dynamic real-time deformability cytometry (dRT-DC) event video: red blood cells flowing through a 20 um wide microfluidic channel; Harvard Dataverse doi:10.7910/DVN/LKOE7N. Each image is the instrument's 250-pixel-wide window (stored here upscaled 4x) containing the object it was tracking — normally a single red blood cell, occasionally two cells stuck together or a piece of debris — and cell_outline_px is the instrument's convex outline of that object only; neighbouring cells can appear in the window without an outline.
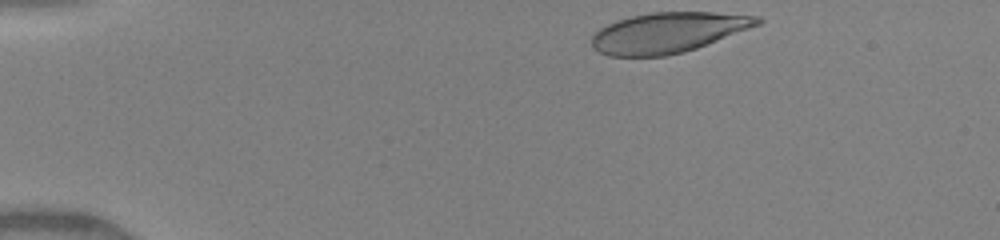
{"species": "human", "species_latin": "Homo sapiens", "temperature_condition": "warm", "stored_images_in_passage": 24, "camera_frame_rate_fps": 3000, "um_per_image_px": 0.085, "donor": {"sex": "female"}, "frame": {"image": 1, "passage_image": 1, "time_ms": 0.0, "image_size_px": [1000, 240], "cell_outline_px": [[764, 20], [760, 24], [696, 48], [684, 52], [664, 56], [608, 56], [592, 48], [592, 36], [600, 28], [616, 20], [632, 16], [652, 12], [712, 12], [760, 16]], "centroid_in_image_um": [56.77, 2.76], "position_along_channel_um": 28.2, "area_um2": 38.78}}
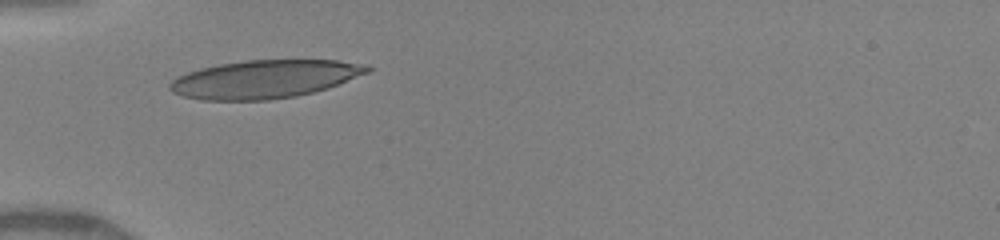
{"frame": {"image": 2, "passage_image": 10, "time_ms": 2.667, "image_size_px": [1000, 240], "cell_outline_px": [[372, 68], [368, 72], [328, 88], [296, 96], [268, 100], [200, 100], [184, 96], [172, 92], [168, 88], [168, 84], [172, 80], [188, 72], [200, 68], [220, 64], [244, 60], [336, 60], [364, 64]], "centroid_in_image_um": [22.46, 6.73], "position_along_channel_um": 62.5, "area_um2": 43.7}}
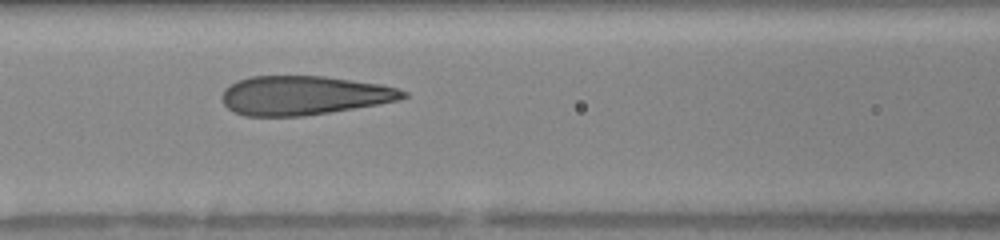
{"frame": {"image": 3, "passage_image": 17, "time_ms": 4.667, "image_size_px": [1000, 240], "cell_outline_px": [[408, 96], [400, 100], [380, 104], [304, 116], [244, 116], [232, 112], [224, 104], [220, 96], [224, 88], [236, 80], [252, 76], [324, 76], [380, 84], [396, 88], [408, 92]], "centroid_in_image_um": [25.79, 8.11], "position_along_channel_um": 140.8, "area_um2": 41.5}}